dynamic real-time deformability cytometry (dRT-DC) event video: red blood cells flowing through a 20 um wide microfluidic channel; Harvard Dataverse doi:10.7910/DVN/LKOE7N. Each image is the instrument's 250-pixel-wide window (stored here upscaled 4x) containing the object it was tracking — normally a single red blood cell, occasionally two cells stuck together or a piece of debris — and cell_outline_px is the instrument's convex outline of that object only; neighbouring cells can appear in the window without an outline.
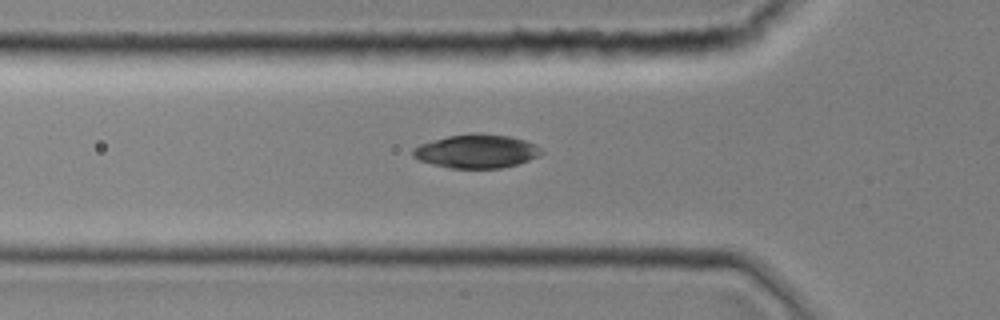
{"species": "common noctule bat (a hibernating species)", "species_latin": "Nyctalus noctula", "temperature_condition": "room temperature", "stored_images_in_passage": 41, "camera_frame_rate_fps": 3000, "um_per_image_px": 0.085, "animal": {"sex": "female", "body_mass_g": 19.0, "forearm_length_mm": 51.5}, "frame": {"image": 1, "passage_image": 13, "time_ms": 4.0, "image_size_px": [1000, 320], "cell_outline_px": [[544, 152], [540, 156], [516, 164], [500, 168], [452, 168], [432, 164], [420, 160], [412, 156], [412, 148], [420, 144], [432, 140], [448, 136], [472, 132], [480, 132], [508, 136], [524, 140], [536, 144]], "centroid_in_image_um": [40.5, 12.84], "position_along_channel_um": 85.3, "area_um2": 25.32}}
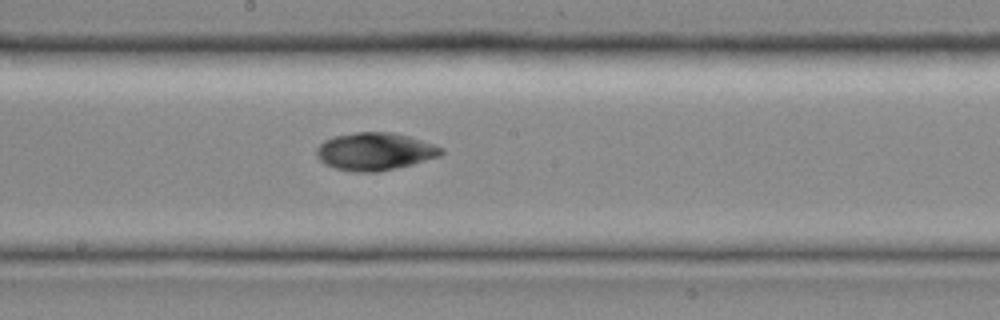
{"frame": {"image": 2, "passage_image": 22, "time_ms": 7.0, "image_size_px": [1000, 320], "cell_outline_px": [[444, 152], [440, 156], [412, 164], [396, 168], [376, 172], [352, 172], [336, 168], [324, 164], [316, 156], [316, 148], [324, 140], [332, 136], [356, 132], [392, 132], [412, 136], [444, 148]], "centroid_in_image_um": [31.86, 12.86], "position_along_channel_um": 216.3, "area_um2": 27.63}}
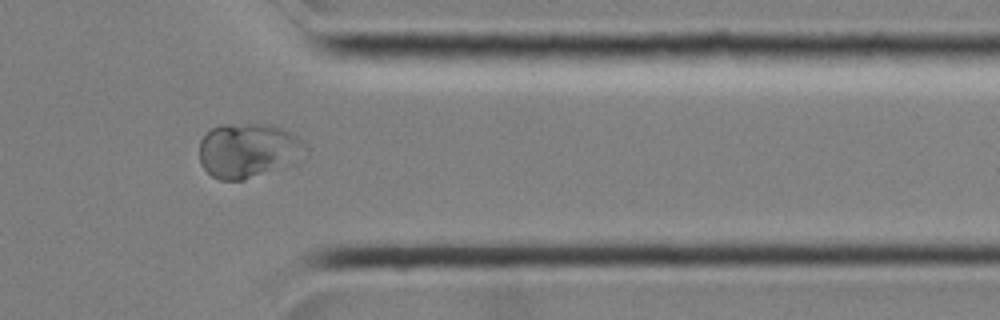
{"frame": {"image": 3, "passage_image": 34, "time_ms": 11.0, "image_size_px": [1000, 320], "cell_outline_px": [[308, 156], [296, 164], [288, 168], [244, 180], [220, 180], [212, 176], [200, 164], [200, 140], [212, 128], [220, 124], [272, 124], [292, 132], [308, 148]], "centroid_in_image_um": [21.19, 12.81], "position_along_channel_um": 390.2, "area_um2": 34.85}}